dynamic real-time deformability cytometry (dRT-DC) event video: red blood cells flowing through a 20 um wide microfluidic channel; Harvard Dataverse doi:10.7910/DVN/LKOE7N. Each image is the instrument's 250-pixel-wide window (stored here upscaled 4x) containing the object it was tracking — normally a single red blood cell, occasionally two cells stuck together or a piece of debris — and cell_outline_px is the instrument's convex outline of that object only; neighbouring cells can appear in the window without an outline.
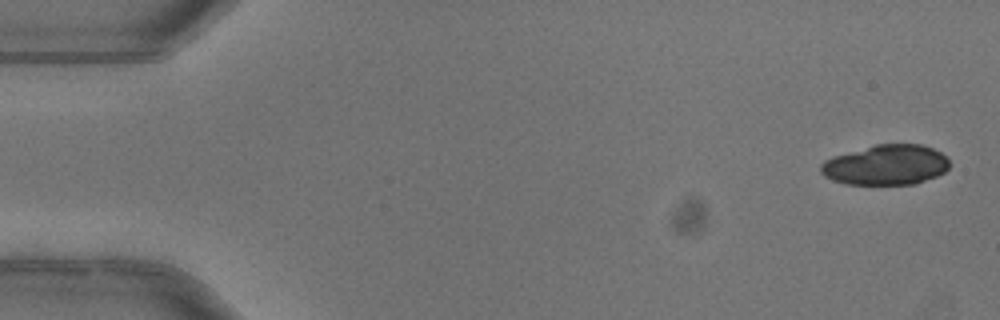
{"species": "common noctule bat (a hibernating species)", "species_latin": "Nyctalus noctula", "temperature_condition": "warm", "stored_images_in_passage": 6, "camera_frame_rate_fps": 3000, "um_per_image_px": 0.085, "animal": {"sex": "female"}, "frame": {"image": 1, "passage_image": 1, "time_ms": 0.0, "image_size_px": [1000, 320], "cell_outline_px": [[948, 168], [944, 172], [936, 176], [912, 184], [848, 184], [832, 180], [824, 176], [820, 172], [820, 164], [824, 160], [832, 156], [876, 144], [920, 144], [932, 148], [940, 152], [948, 160]], "centroid_in_image_um": [75.26, 14.01], "position_along_channel_um": 9.7, "area_um2": 30.0}}